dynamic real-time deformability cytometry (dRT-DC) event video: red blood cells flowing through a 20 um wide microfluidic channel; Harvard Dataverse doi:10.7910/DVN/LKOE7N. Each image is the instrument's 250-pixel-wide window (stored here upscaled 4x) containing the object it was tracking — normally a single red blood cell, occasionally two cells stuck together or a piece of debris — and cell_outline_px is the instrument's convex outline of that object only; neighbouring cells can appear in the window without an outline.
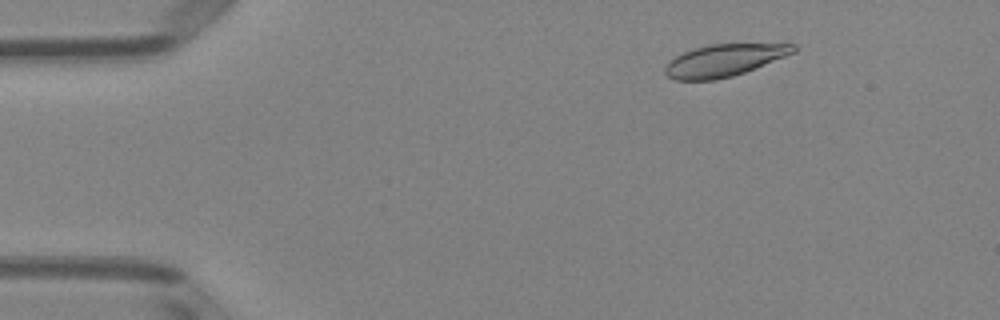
{"species": "Egyptian fruit bat (a non-hibernating species)", "species_latin": "Rousettus aegyptiacus", "temperature_condition": "room temperature", "stored_images_in_passage": 51, "camera_frame_rate_fps": 3000, "um_per_image_px": 0.085, "animal": {"sex": "female"}, "frame": {"image": 1, "passage_image": 7, "time_ms": 2.0, "image_size_px": [1000, 320], "cell_outline_px": [[796, 52], [744, 72], [732, 76], [716, 80], [676, 80], [668, 76], [664, 72], [664, 68], [668, 60], [692, 48], [708, 44], [796, 44]], "centroid_in_image_um": [61.51, 5.13], "position_along_channel_um": 23.5, "area_um2": 23.99}}
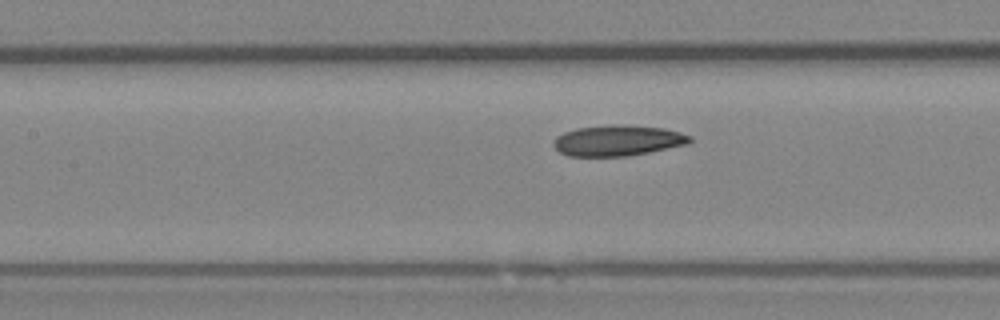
{"frame": {"image": 2, "passage_image": 23, "time_ms": 7.333, "image_size_px": [1000, 320], "cell_outline_px": [[692, 140], [688, 144], [628, 156], [568, 156], [560, 152], [552, 144], [552, 140], [556, 136], [564, 132], [576, 128], [612, 124], [624, 124], [664, 128], [680, 132], [692, 136]], "centroid_in_image_um": [52.5, 11.93], "position_along_channel_um": 154.9, "area_um2": 24.62}}
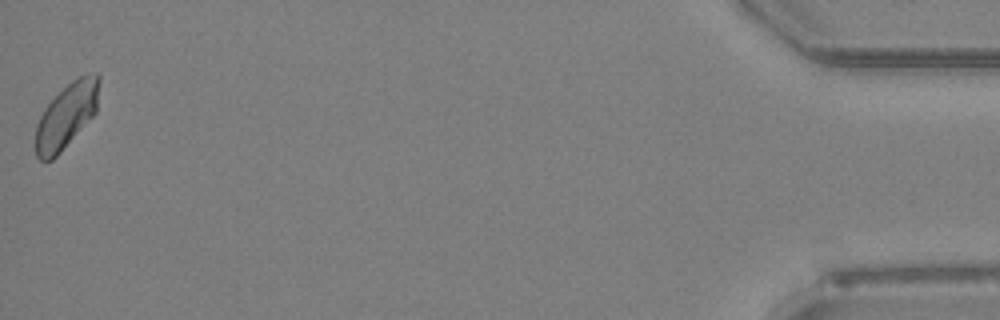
{"frame": {"image": 3, "passage_image": 51, "time_ms": 16.667, "image_size_px": [1000, 320], "cell_outline_px": [[100, 80], [96, 112], [60, 152], [52, 160], [40, 160], [36, 156], [36, 124], [44, 108], [72, 80], [88, 72], [96, 72], [100, 76]], "centroid_in_image_um": [5.67, 9.8], "position_along_channel_um": 429.5, "area_um2": 23.76}, "authors_computed_cell_mechanics": {"area_um2": 24.276, "velocity_mm_per_s": 3.9501, "shape_relaxation_time_tau1_ms": 9.2204, "shape_relaxation_time_tau2_ms": null, "deformation_change_tau1": 0.1621, "deformation_change_tau2": null}}